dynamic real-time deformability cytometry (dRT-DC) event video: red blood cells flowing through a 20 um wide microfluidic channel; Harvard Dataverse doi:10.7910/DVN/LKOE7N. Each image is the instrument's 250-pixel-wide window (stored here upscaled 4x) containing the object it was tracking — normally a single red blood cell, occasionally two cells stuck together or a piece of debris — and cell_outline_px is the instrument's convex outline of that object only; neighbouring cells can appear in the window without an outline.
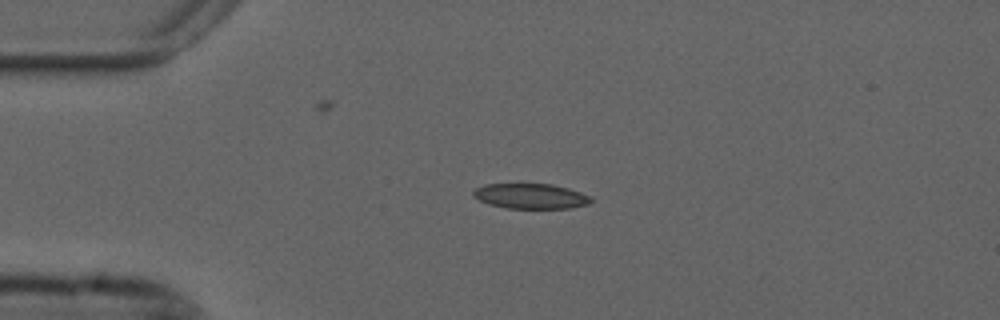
{"species": "common noctule bat (a hibernating species)", "species_latin": "Nyctalus noctula", "temperature_condition": "cold", "stored_images_in_passage": 44, "camera_frame_rate_fps": 3000, "um_per_image_px": 0.085, "animal": {"sex": "male", "forearm_length_mm": 52.5}, "frame": {"image": 1, "passage_image": 1, "time_ms": 0.0, "image_size_px": [1000, 320], "cell_outline_px": [[592, 200], [588, 204], [568, 208], [504, 208], [488, 204], [472, 196], [472, 192], [476, 188], [484, 184], [552, 184], [568, 188], [592, 196]], "centroid_in_image_um": [45.09, 16.67], "position_along_channel_um": 39.9, "area_um2": 17.28}}
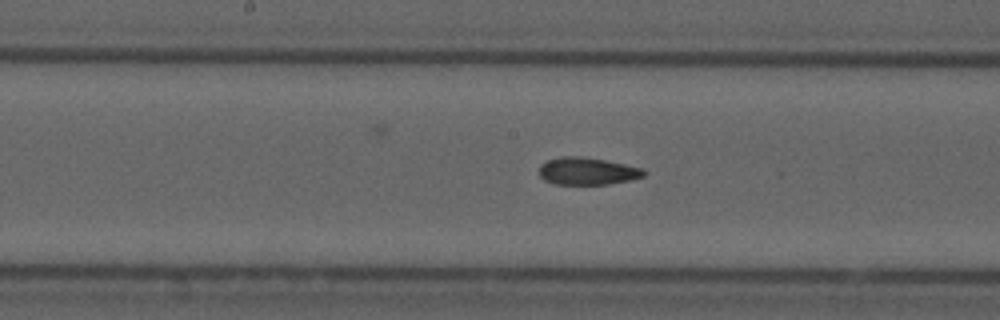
{"frame": {"image": 2, "passage_image": 16, "time_ms": 5.0, "image_size_px": [1000, 320], "cell_outline_px": [[648, 172], [644, 176], [628, 180], [608, 184], [556, 184], [544, 180], [540, 176], [540, 164], [548, 160], [560, 156], [580, 156], [604, 160], [644, 168]], "centroid_in_image_um": [49.93, 14.54], "position_along_channel_um": 198.3, "area_um2": 16.65}}
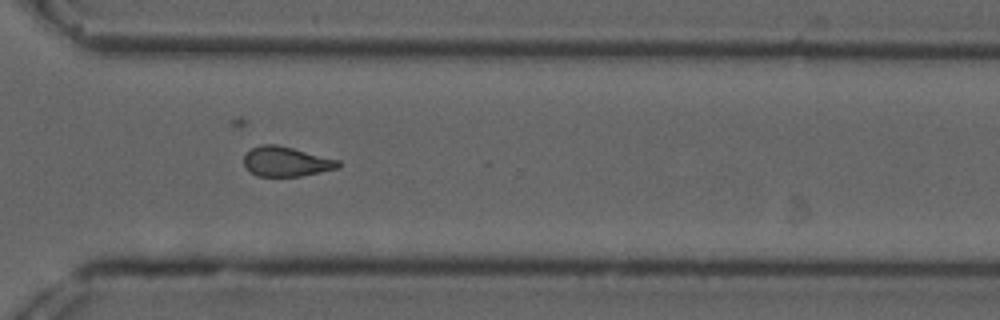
{"frame": {"image": 3, "passage_image": 28, "time_ms": 9.0, "image_size_px": [1000, 320], "cell_outline_px": [[340, 168], [300, 176], [256, 176], [244, 164], [244, 156], [252, 148], [260, 144], [276, 144], [340, 160]], "centroid_in_image_um": [24.34, 13.73], "position_along_channel_um": 346.3, "area_um2": 16.24}, "authors_computed_cell_mechanics": {"area_um2": 16.8487, "velocity_mm_per_s": 3.7116, "shape_relaxation_time_tau1_ms": 9.7106, "shape_relaxation_time_tau2_ms": 2.6823, "deformation_change_tau1": 0.21, "deformation_change_tau2": 0.0966}}